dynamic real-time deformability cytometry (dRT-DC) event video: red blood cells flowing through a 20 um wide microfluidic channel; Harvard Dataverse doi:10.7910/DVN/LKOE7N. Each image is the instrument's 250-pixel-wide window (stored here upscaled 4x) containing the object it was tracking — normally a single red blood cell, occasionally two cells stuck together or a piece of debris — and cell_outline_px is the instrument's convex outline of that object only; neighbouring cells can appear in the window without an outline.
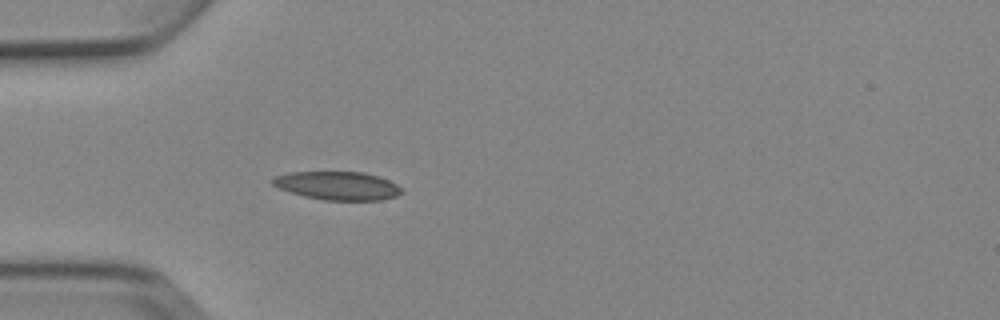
{"species": "Egyptian fruit bat (a non-hibernating species)", "species_latin": "Rousettus aegyptiacus", "temperature_condition": "cold", "stored_images_in_passage": 3, "camera_frame_rate_fps": 3000, "um_per_image_px": 0.085, "animal": {"sex": "female"}, "frame": {"image": 1, "passage_image": 3, "time_ms": 3.0, "image_size_px": [1000, 320], "cell_outline_px": [[404, 192], [396, 196], [380, 200], [324, 200], [304, 196], [280, 188], [272, 184], [272, 180], [276, 176], [288, 172], [364, 172], [388, 180], [404, 188]], "centroid_in_image_um": [28.74, 15.78], "position_along_channel_um": 56.3, "area_um2": 21.21}}